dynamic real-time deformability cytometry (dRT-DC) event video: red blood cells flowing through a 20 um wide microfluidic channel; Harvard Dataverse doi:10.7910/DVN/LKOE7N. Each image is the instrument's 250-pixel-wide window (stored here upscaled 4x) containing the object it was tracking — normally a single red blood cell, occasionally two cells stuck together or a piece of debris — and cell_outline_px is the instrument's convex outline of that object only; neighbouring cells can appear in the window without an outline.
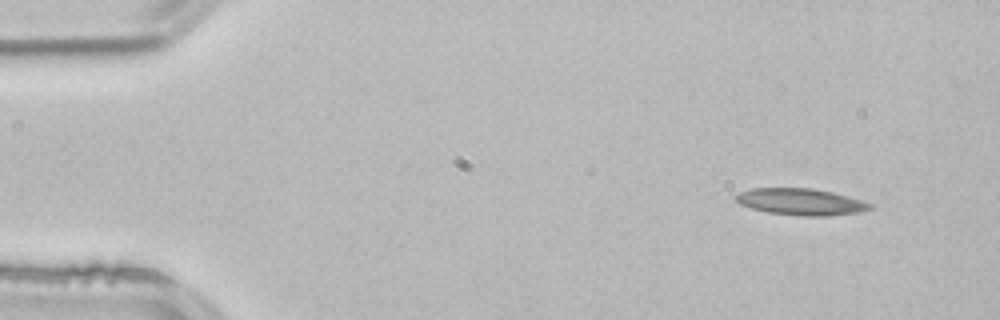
{"species": "common noctule bat (a hibernating species)", "species_latin": "Nyctalus noctula", "temperature_condition": "room temperature", "stored_images_in_passage": 3, "camera_frame_rate_fps": 3000, "um_per_image_px": 0.085, "animal": {"sex": "male", "body_mass_g": 21.5, "forearm_length_mm": 52.0}, "frame": {"image": 1, "passage_image": 1, "time_ms": 0.0, "image_size_px": [1000, 320], "cell_outline_px": [[872, 208], [860, 212], [828, 216], [804, 216], [768, 212], [752, 208], [740, 204], [736, 200], [736, 196], [740, 192], [752, 188], [812, 188], [832, 192], [860, 200], [872, 204]], "centroid_in_image_um": [68.07, 17.15], "position_along_channel_um": 16.9, "area_um2": 20.58}}
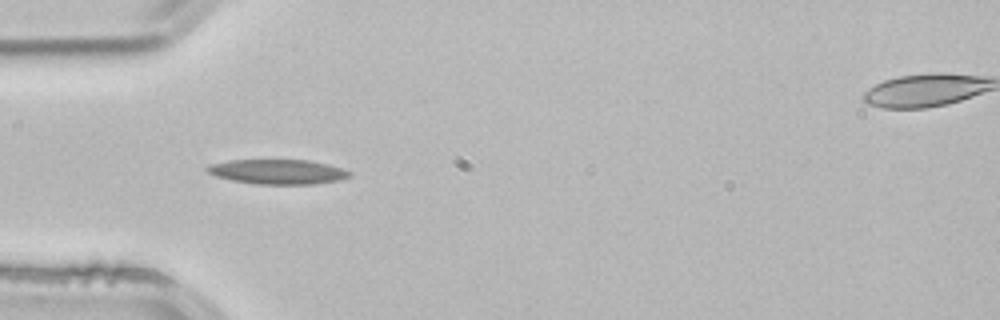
{"frame": {"image": 2, "passage_image": 3, "time_ms": 0.667, "image_size_px": [1000, 320], "cell_outline_px": [[352, 176], [340, 180], [316, 184], [256, 184], [232, 180], [216, 176], [208, 172], [204, 168], [212, 164], [232, 160], [308, 160], [328, 164], [344, 168], [352, 172]], "centroid_in_image_um": [23.68, 14.6], "position_along_channel_um": 61.3, "area_um2": 20.58}}